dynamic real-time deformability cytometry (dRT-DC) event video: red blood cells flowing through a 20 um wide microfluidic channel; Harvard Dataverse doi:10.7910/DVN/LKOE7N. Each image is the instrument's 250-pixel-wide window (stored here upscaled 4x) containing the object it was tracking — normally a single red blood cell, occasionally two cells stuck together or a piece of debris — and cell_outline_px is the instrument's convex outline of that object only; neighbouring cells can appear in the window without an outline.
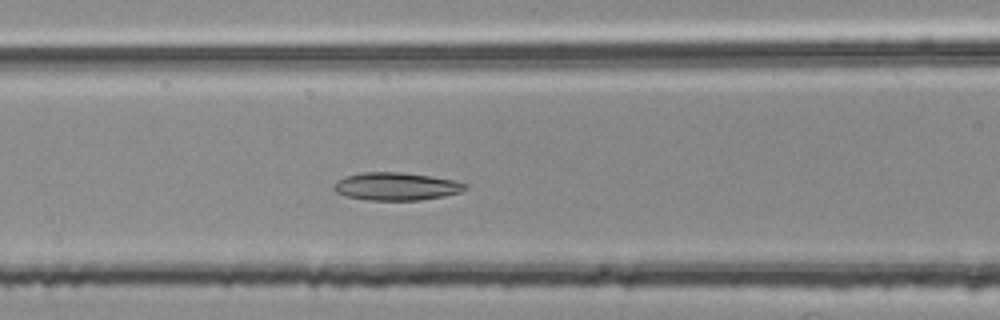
{"species": "common noctule bat (a hibernating species)", "species_latin": "Nyctalus noctula", "temperature_condition": "room temperature", "stored_images_in_passage": 33, "camera_frame_rate_fps": 3000, "um_per_image_px": 0.085, "animal": {"sex": "female", "body_mass_g": 25.1}, "frame": {"image": 1, "passage_image": 11, "time_ms": 3.333, "image_size_px": [1000, 320], "cell_outline_px": [[468, 188], [460, 192], [444, 196], [420, 200], [368, 200], [348, 196], [336, 192], [332, 188], [336, 180], [344, 176], [364, 172], [404, 172], [432, 176], [456, 180], [468, 184]], "centroid_in_image_um": [33.7, 15.83], "position_along_channel_um": 132.9, "area_um2": 21.5}}
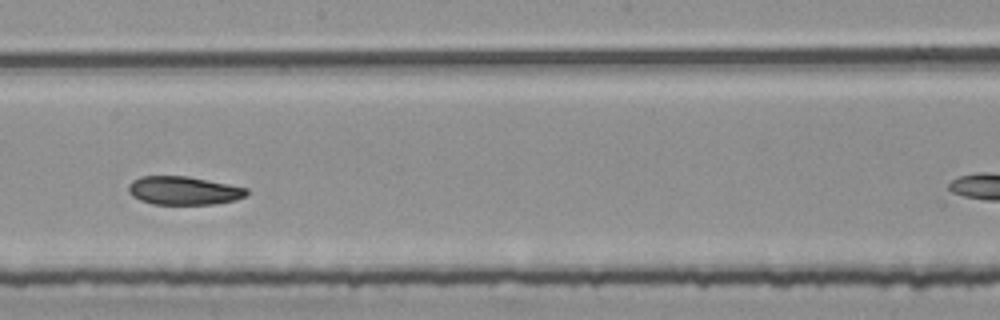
{"frame": {"image": 2, "passage_image": 19, "time_ms": 6.0, "image_size_px": [1000, 320], "cell_outline_px": [[248, 192], [244, 196], [236, 200], [216, 204], [152, 204], [140, 200], [132, 196], [128, 192], [128, 184], [132, 180], [140, 176], [188, 176], [248, 188]], "centroid_in_image_um": [15.58, 16.2], "position_along_channel_um": 232.6, "area_um2": 19.65}}
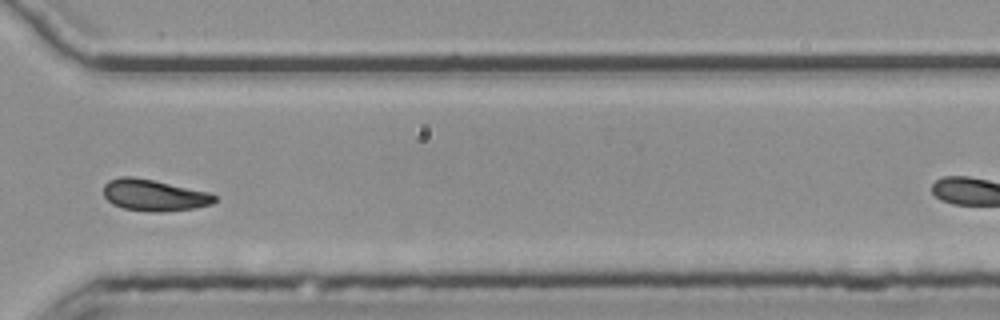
{"frame": {"image": 3, "passage_image": 29, "time_ms": 9.333, "image_size_px": [1000, 320], "cell_outline_px": [[216, 200], [212, 204], [192, 208], [160, 212], [152, 212], [124, 208], [112, 204], [104, 196], [104, 184], [108, 180], [120, 176], [132, 176], [152, 180], [208, 192], [216, 196]], "centroid_in_image_um": [13.05, 16.59], "position_along_channel_um": 357.5, "area_um2": 20.17}}